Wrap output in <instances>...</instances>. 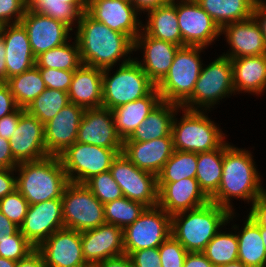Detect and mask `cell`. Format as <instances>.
<instances>
[{"label": "cell", "instance_id": "cell-14", "mask_svg": "<svg viewBox=\"0 0 266 267\" xmlns=\"http://www.w3.org/2000/svg\"><path fill=\"white\" fill-rule=\"evenodd\" d=\"M64 228L62 199H51L29 205L19 230L38 248L55 231Z\"/></svg>", "mask_w": 266, "mask_h": 267}, {"label": "cell", "instance_id": "cell-20", "mask_svg": "<svg viewBox=\"0 0 266 267\" xmlns=\"http://www.w3.org/2000/svg\"><path fill=\"white\" fill-rule=\"evenodd\" d=\"M9 142L13 158L18 163L39 160L49 155L45 147L44 125L26 110L20 115Z\"/></svg>", "mask_w": 266, "mask_h": 267}, {"label": "cell", "instance_id": "cell-47", "mask_svg": "<svg viewBox=\"0 0 266 267\" xmlns=\"http://www.w3.org/2000/svg\"><path fill=\"white\" fill-rule=\"evenodd\" d=\"M27 9V0H0V21L5 25L20 23Z\"/></svg>", "mask_w": 266, "mask_h": 267}, {"label": "cell", "instance_id": "cell-51", "mask_svg": "<svg viewBox=\"0 0 266 267\" xmlns=\"http://www.w3.org/2000/svg\"><path fill=\"white\" fill-rule=\"evenodd\" d=\"M248 216L259 226L266 227V190L253 201Z\"/></svg>", "mask_w": 266, "mask_h": 267}, {"label": "cell", "instance_id": "cell-15", "mask_svg": "<svg viewBox=\"0 0 266 267\" xmlns=\"http://www.w3.org/2000/svg\"><path fill=\"white\" fill-rule=\"evenodd\" d=\"M37 249L46 267H90L83 257L81 232L74 229L55 231Z\"/></svg>", "mask_w": 266, "mask_h": 267}, {"label": "cell", "instance_id": "cell-54", "mask_svg": "<svg viewBox=\"0 0 266 267\" xmlns=\"http://www.w3.org/2000/svg\"><path fill=\"white\" fill-rule=\"evenodd\" d=\"M183 267H215L203 252H188Z\"/></svg>", "mask_w": 266, "mask_h": 267}, {"label": "cell", "instance_id": "cell-36", "mask_svg": "<svg viewBox=\"0 0 266 267\" xmlns=\"http://www.w3.org/2000/svg\"><path fill=\"white\" fill-rule=\"evenodd\" d=\"M19 108L26 109L45 89L39 68L31 69L10 77L6 82Z\"/></svg>", "mask_w": 266, "mask_h": 267}, {"label": "cell", "instance_id": "cell-39", "mask_svg": "<svg viewBox=\"0 0 266 267\" xmlns=\"http://www.w3.org/2000/svg\"><path fill=\"white\" fill-rule=\"evenodd\" d=\"M69 103L68 92L46 88L25 110L44 125Z\"/></svg>", "mask_w": 266, "mask_h": 267}, {"label": "cell", "instance_id": "cell-34", "mask_svg": "<svg viewBox=\"0 0 266 267\" xmlns=\"http://www.w3.org/2000/svg\"><path fill=\"white\" fill-rule=\"evenodd\" d=\"M244 228L237 234L238 261L247 267H266V250L260 234V226L249 216Z\"/></svg>", "mask_w": 266, "mask_h": 267}, {"label": "cell", "instance_id": "cell-63", "mask_svg": "<svg viewBox=\"0 0 266 267\" xmlns=\"http://www.w3.org/2000/svg\"><path fill=\"white\" fill-rule=\"evenodd\" d=\"M260 234H261V238L263 239V244L266 250V227L260 226Z\"/></svg>", "mask_w": 266, "mask_h": 267}, {"label": "cell", "instance_id": "cell-42", "mask_svg": "<svg viewBox=\"0 0 266 267\" xmlns=\"http://www.w3.org/2000/svg\"><path fill=\"white\" fill-rule=\"evenodd\" d=\"M84 184L102 204L123 197L121 188L112 177L110 171L97 174Z\"/></svg>", "mask_w": 266, "mask_h": 267}, {"label": "cell", "instance_id": "cell-12", "mask_svg": "<svg viewBox=\"0 0 266 267\" xmlns=\"http://www.w3.org/2000/svg\"><path fill=\"white\" fill-rule=\"evenodd\" d=\"M109 171L124 197L147 207L158 206L156 175L139 169L122 152L113 160Z\"/></svg>", "mask_w": 266, "mask_h": 267}, {"label": "cell", "instance_id": "cell-1", "mask_svg": "<svg viewBox=\"0 0 266 267\" xmlns=\"http://www.w3.org/2000/svg\"><path fill=\"white\" fill-rule=\"evenodd\" d=\"M76 40L83 65L106 69L134 51V41L126 34L96 21L87 12L81 14ZM126 56V57H124Z\"/></svg>", "mask_w": 266, "mask_h": 267}, {"label": "cell", "instance_id": "cell-49", "mask_svg": "<svg viewBox=\"0 0 266 267\" xmlns=\"http://www.w3.org/2000/svg\"><path fill=\"white\" fill-rule=\"evenodd\" d=\"M24 111V108L18 107L13 113L0 119V137L9 140L13 136L19 123V117Z\"/></svg>", "mask_w": 266, "mask_h": 267}, {"label": "cell", "instance_id": "cell-28", "mask_svg": "<svg viewBox=\"0 0 266 267\" xmlns=\"http://www.w3.org/2000/svg\"><path fill=\"white\" fill-rule=\"evenodd\" d=\"M162 101L155 87L147 96L112 109L118 136L124 141Z\"/></svg>", "mask_w": 266, "mask_h": 267}, {"label": "cell", "instance_id": "cell-30", "mask_svg": "<svg viewBox=\"0 0 266 267\" xmlns=\"http://www.w3.org/2000/svg\"><path fill=\"white\" fill-rule=\"evenodd\" d=\"M178 109L180 110L182 108L176 103L161 101L136 128L133 134L124 141L145 142L161 137L172 136V121Z\"/></svg>", "mask_w": 266, "mask_h": 267}, {"label": "cell", "instance_id": "cell-55", "mask_svg": "<svg viewBox=\"0 0 266 267\" xmlns=\"http://www.w3.org/2000/svg\"><path fill=\"white\" fill-rule=\"evenodd\" d=\"M16 267H46L41 252L35 248L25 258L17 262Z\"/></svg>", "mask_w": 266, "mask_h": 267}, {"label": "cell", "instance_id": "cell-33", "mask_svg": "<svg viewBox=\"0 0 266 267\" xmlns=\"http://www.w3.org/2000/svg\"><path fill=\"white\" fill-rule=\"evenodd\" d=\"M90 0H27L28 10L67 25L71 30L81 14L87 12ZM74 22V23H73Z\"/></svg>", "mask_w": 266, "mask_h": 267}, {"label": "cell", "instance_id": "cell-10", "mask_svg": "<svg viewBox=\"0 0 266 267\" xmlns=\"http://www.w3.org/2000/svg\"><path fill=\"white\" fill-rule=\"evenodd\" d=\"M61 199L64 228L83 232L106 223L104 204L85 184L69 182Z\"/></svg>", "mask_w": 266, "mask_h": 267}, {"label": "cell", "instance_id": "cell-41", "mask_svg": "<svg viewBox=\"0 0 266 267\" xmlns=\"http://www.w3.org/2000/svg\"><path fill=\"white\" fill-rule=\"evenodd\" d=\"M147 208L143 203L130 200L126 197L104 204L106 223L116 225L122 229L132 224Z\"/></svg>", "mask_w": 266, "mask_h": 267}, {"label": "cell", "instance_id": "cell-32", "mask_svg": "<svg viewBox=\"0 0 266 267\" xmlns=\"http://www.w3.org/2000/svg\"><path fill=\"white\" fill-rule=\"evenodd\" d=\"M221 29L253 17L256 0H196Z\"/></svg>", "mask_w": 266, "mask_h": 267}, {"label": "cell", "instance_id": "cell-9", "mask_svg": "<svg viewBox=\"0 0 266 267\" xmlns=\"http://www.w3.org/2000/svg\"><path fill=\"white\" fill-rule=\"evenodd\" d=\"M122 150L75 142L58 157L69 182L84 184L91 177L109 171Z\"/></svg>", "mask_w": 266, "mask_h": 267}, {"label": "cell", "instance_id": "cell-40", "mask_svg": "<svg viewBox=\"0 0 266 267\" xmlns=\"http://www.w3.org/2000/svg\"><path fill=\"white\" fill-rule=\"evenodd\" d=\"M203 253L215 267L237 261V234L226 233V231L222 232L220 230L207 244Z\"/></svg>", "mask_w": 266, "mask_h": 267}, {"label": "cell", "instance_id": "cell-56", "mask_svg": "<svg viewBox=\"0 0 266 267\" xmlns=\"http://www.w3.org/2000/svg\"><path fill=\"white\" fill-rule=\"evenodd\" d=\"M93 267H134L129 255L122 254L119 256L108 258L95 264Z\"/></svg>", "mask_w": 266, "mask_h": 267}, {"label": "cell", "instance_id": "cell-19", "mask_svg": "<svg viewBox=\"0 0 266 267\" xmlns=\"http://www.w3.org/2000/svg\"><path fill=\"white\" fill-rule=\"evenodd\" d=\"M20 23L26 29L32 52L35 56L67 42L69 32L67 25L51 17L31 12L28 9Z\"/></svg>", "mask_w": 266, "mask_h": 267}, {"label": "cell", "instance_id": "cell-50", "mask_svg": "<svg viewBox=\"0 0 266 267\" xmlns=\"http://www.w3.org/2000/svg\"><path fill=\"white\" fill-rule=\"evenodd\" d=\"M18 108L6 82H0V119Z\"/></svg>", "mask_w": 266, "mask_h": 267}, {"label": "cell", "instance_id": "cell-62", "mask_svg": "<svg viewBox=\"0 0 266 267\" xmlns=\"http://www.w3.org/2000/svg\"><path fill=\"white\" fill-rule=\"evenodd\" d=\"M219 267H247V266H245L241 261L237 260L235 262L224 264Z\"/></svg>", "mask_w": 266, "mask_h": 267}, {"label": "cell", "instance_id": "cell-59", "mask_svg": "<svg viewBox=\"0 0 266 267\" xmlns=\"http://www.w3.org/2000/svg\"><path fill=\"white\" fill-rule=\"evenodd\" d=\"M19 230L14 222L9 220L1 211H0V240L7 238V235H13Z\"/></svg>", "mask_w": 266, "mask_h": 267}, {"label": "cell", "instance_id": "cell-21", "mask_svg": "<svg viewBox=\"0 0 266 267\" xmlns=\"http://www.w3.org/2000/svg\"><path fill=\"white\" fill-rule=\"evenodd\" d=\"M210 202L196 178L181 179L173 183H158V206L170 216L193 210Z\"/></svg>", "mask_w": 266, "mask_h": 267}, {"label": "cell", "instance_id": "cell-13", "mask_svg": "<svg viewBox=\"0 0 266 267\" xmlns=\"http://www.w3.org/2000/svg\"><path fill=\"white\" fill-rule=\"evenodd\" d=\"M177 18L182 35V46H209L221 29L196 0H180L177 3Z\"/></svg>", "mask_w": 266, "mask_h": 267}, {"label": "cell", "instance_id": "cell-53", "mask_svg": "<svg viewBox=\"0 0 266 267\" xmlns=\"http://www.w3.org/2000/svg\"><path fill=\"white\" fill-rule=\"evenodd\" d=\"M18 164L11 153L9 140L0 137V168L15 169Z\"/></svg>", "mask_w": 266, "mask_h": 267}, {"label": "cell", "instance_id": "cell-7", "mask_svg": "<svg viewBox=\"0 0 266 267\" xmlns=\"http://www.w3.org/2000/svg\"><path fill=\"white\" fill-rule=\"evenodd\" d=\"M203 49L182 46L177 50L168 73L156 85L162 101L181 106L192 95L203 67L199 56Z\"/></svg>", "mask_w": 266, "mask_h": 267}, {"label": "cell", "instance_id": "cell-29", "mask_svg": "<svg viewBox=\"0 0 266 267\" xmlns=\"http://www.w3.org/2000/svg\"><path fill=\"white\" fill-rule=\"evenodd\" d=\"M235 93L261 94L266 88V54L231 59Z\"/></svg>", "mask_w": 266, "mask_h": 267}, {"label": "cell", "instance_id": "cell-8", "mask_svg": "<svg viewBox=\"0 0 266 267\" xmlns=\"http://www.w3.org/2000/svg\"><path fill=\"white\" fill-rule=\"evenodd\" d=\"M232 93L235 94L231 59L221 55L201 69L192 95L181 105V108L201 110L199 108L204 107L206 111L217 104L218 100Z\"/></svg>", "mask_w": 266, "mask_h": 267}, {"label": "cell", "instance_id": "cell-45", "mask_svg": "<svg viewBox=\"0 0 266 267\" xmlns=\"http://www.w3.org/2000/svg\"><path fill=\"white\" fill-rule=\"evenodd\" d=\"M158 248L162 267H183L188 251L172 235Z\"/></svg>", "mask_w": 266, "mask_h": 267}, {"label": "cell", "instance_id": "cell-4", "mask_svg": "<svg viewBox=\"0 0 266 267\" xmlns=\"http://www.w3.org/2000/svg\"><path fill=\"white\" fill-rule=\"evenodd\" d=\"M15 169L19 171V176L16 177V189L29 205L62 198L63 191L69 183L62 163L55 155L21 162Z\"/></svg>", "mask_w": 266, "mask_h": 267}, {"label": "cell", "instance_id": "cell-31", "mask_svg": "<svg viewBox=\"0 0 266 267\" xmlns=\"http://www.w3.org/2000/svg\"><path fill=\"white\" fill-rule=\"evenodd\" d=\"M148 22L142 31L153 38L168 41L182 47V35L177 18V4L171 0L164 6L148 11Z\"/></svg>", "mask_w": 266, "mask_h": 267}, {"label": "cell", "instance_id": "cell-11", "mask_svg": "<svg viewBox=\"0 0 266 267\" xmlns=\"http://www.w3.org/2000/svg\"><path fill=\"white\" fill-rule=\"evenodd\" d=\"M171 236V216L159 206L147 207L130 225L123 229L124 251L158 248Z\"/></svg>", "mask_w": 266, "mask_h": 267}, {"label": "cell", "instance_id": "cell-48", "mask_svg": "<svg viewBox=\"0 0 266 267\" xmlns=\"http://www.w3.org/2000/svg\"><path fill=\"white\" fill-rule=\"evenodd\" d=\"M134 267H162L159 248L134 251L129 255Z\"/></svg>", "mask_w": 266, "mask_h": 267}, {"label": "cell", "instance_id": "cell-35", "mask_svg": "<svg viewBox=\"0 0 266 267\" xmlns=\"http://www.w3.org/2000/svg\"><path fill=\"white\" fill-rule=\"evenodd\" d=\"M224 143L217 149L197 153L196 180L210 198L217 190L222 178Z\"/></svg>", "mask_w": 266, "mask_h": 267}, {"label": "cell", "instance_id": "cell-26", "mask_svg": "<svg viewBox=\"0 0 266 267\" xmlns=\"http://www.w3.org/2000/svg\"><path fill=\"white\" fill-rule=\"evenodd\" d=\"M2 36L6 51L7 80L35 66L36 58L27 31L21 23L5 25Z\"/></svg>", "mask_w": 266, "mask_h": 267}, {"label": "cell", "instance_id": "cell-5", "mask_svg": "<svg viewBox=\"0 0 266 267\" xmlns=\"http://www.w3.org/2000/svg\"><path fill=\"white\" fill-rule=\"evenodd\" d=\"M112 67L102 72V107L110 110L147 96L156 85L148 78L135 59H124L109 77Z\"/></svg>", "mask_w": 266, "mask_h": 267}, {"label": "cell", "instance_id": "cell-25", "mask_svg": "<svg viewBox=\"0 0 266 267\" xmlns=\"http://www.w3.org/2000/svg\"><path fill=\"white\" fill-rule=\"evenodd\" d=\"M225 34L230 53L224 56L236 59L248 56L266 54V44L260 28L254 17L240 22H234L221 28V34Z\"/></svg>", "mask_w": 266, "mask_h": 267}, {"label": "cell", "instance_id": "cell-27", "mask_svg": "<svg viewBox=\"0 0 266 267\" xmlns=\"http://www.w3.org/2000/svg\"><path fill=\"white\" fill-rule=\"evenodd\" d=\"M103 69L81 65L74 71L68 91L70 103L84 109L102 107Z\"/></svg>", "mask_w": 266, "mask_h": 267}, {"label": "cell", "instance_id": "cell-61", "mask_svg": "<svg viewBox=\"0 0 266 267\" xmlns=\"http://www.w3.org/2000/svg\"><path fill=\"white\" fill-rule=\"evenodd\" d=\"M17 262L0 256V267H16Z\"/></svg>", "mask_w": 266, "mask_h": 267}, {"label": "cell", "instance_id": "cell-58", "mask_svg": "<svg viewBox=\"0 0 266 267\" xmlns=\"http://www.w3.org/2000/svg\"><path fill=\"white\" fill-rule=\"evenodd\" d=\"M171 0H133L131 3L135 6L138 12H148L160 6L168 4Z\"/></svg>", "mask_w": 266, "mask_h": 267}, {"label": "cell", "instance_id": "cell-57", "mask_svg": "<svg viewBox=\"0 0 266 267\" xmlns=\"http://www.w3.org/2000/svg\"><path fill=\"white\" fill-rule=\"evenodd\" d=\"M253 17L260 25L264 41L266 44V3L263 0H256Z\"/></svg>", "mask_w": 266, "mask_h": 267}, {"label": "cell", "instance_id": "cell-46", "mask_svg": "<svg viewBox=\"0 0 266 267\" xmlns=\"http://www.w3.org/2000/svg\"><path fill=\"white\" fill-rule=\"evenodd\" d=\"M46 88L68 92L74 71L55 68H39Z\"/></svg>", "mask_w": 266, "mask_h": 267}, {"label": "cell", "instance_id": "cell-64", "mask_svg": "<svg viewBox=\"0 0 266 267\" xmlns=\"http://www.w3.org/2000/svg\"><path fill=\"white\" fill-rule=\"evenodd\" d=\"M4 26H5V24H3V23L0 21V35H2Z\"/></svg>", "mask_w": 266, "mask_h": 267}, {"label": "cell", "instance_id": "cell-23", "mask_svg": "<svg viewBox=\"0 0 266 267\" xmlns=\"http://www.w3.org/2000/svg\"><path fill=\"white\" fill-rule=\"evenodd\" d=\"M144 49L143 61H137L148 78L157 85L168 73L179 45L159 40L140 32L134 40V50Z\"/></svg>", "mask_w": 266, "mask_h": 267}, {"label": "cell", "instance_id": "cell-38", "mask_svg": "<svg viewBox=\"0 0 266 267\" xmlns=\"http://www.w3.org/2000/svg\"><path fill=\"white\" fill-rule=\"evenodd\" d=\"M197 153L174 150L162 171L157 176L158 183H173L181 179L195 178Z\"/></svg>", "mask_w": 266, "mask_h": 267}, {"label": "cell", "instance_id": "cell-22", "mask_svg": "<svg viewBox=\"0 0 266 267\" xmlns=\"http://www.w3.org/2000/svg\"><path fill=\"white\" fill-rule=\"evenodd\" d=\"M85 109L69 103L44 124V140L49 155L59 156L76 142L78 129Z\"/></svg>", "mask_w": 266, "mask_h": 267}, {"label": "cell", "instance_id": "cell-52", "mask_svg": "<svg viewBox=\"0 0 266 267\" xmlns=\"http://www.w3.org/2000/svg\"><path fill=\"white\" fill-rule=\"evenodd\" d=\"M13 171L17 170L0 168V199L16 189V176L14 177Z\"/></svg>", "mask_w": 266, "mask_h": 267}, {"label": "cell", "instance_id": "cell-60", "mask_svg": "<svg viewBox=\"0 0 266 267\" xmlns=\"http://www.w3.org/2000/svg\"><path fill=\"white\" fill-rule=\"evenodd\" d=\"M5 55H6L5 43L3 36L0 35V82H7Z\"/></svg>", "mask_w": 266, "mask_h": 267}, {"label": "cell", "instance_id": "cell-17", "mask_svg": "<svg viewBox=\"0 0 266 267\" xmlns=\"http://www.w3.org/2000/svg\"><path fill=\"white\" fill-rule=\"evenodd\" d=\"M76 142L123 149V140L116 132L112 110L104 107L85 109Z\"/></svg>", "mask_w": 266, "mask_h": 267}, {"label": "cell", "instance_id": "cell-3", "mask_svg": "<svg viewBox=\"0 0 266 267\" xmlns=\"http://www.w3.org/2000/svg\"><path fill=\"white\" fill-rule=\"evenodd\" d=\"M234 212L209 202L199 208L171 216V235L188 251L203 252Z\"/></svg>", "mask_w": 266, "mask_h": 267}, {"label": "cell", "instance_id": "cell-6", "mask_svg": "<svg viewBox=\"0 0 266 267\" xmlns=\"http://www.w3.org/2000/svg\"><path fill=\"white\" fill-rule=\"evenodd\" d=\"M183 117L172 121L171 135L174 150L193 153L208 152L219 148L225 141L224 133L203 111L183 108Z\"/></svg>", "mask_w": 266, "mask_h": 267}, {"label": "cell", "instance_id": "cell-16", "mask_svg": "<svg viewBox=\"0 0 266 267\" xmlns=\"http://www.w3.org/2000/svg\"><path fill=\"white\" fill-rule=\"evenodd\" d=\"M87 13L112 30L126 34L133 41L142 30L143 24L137 17L140 13L126 0H90Z\"/></svg>", "mask_w": 266, "mask_h": 267}, {"label": "cell", "instance_id": "cell-44", "mask_svg": "<svg viewBox=\"0 0 266 267\" xmlns=\"http://www.w3.org/2000/svg\"><path fill=\"white\" fill-rule=\"evenodd\" d=\"M28 207L29 203L17 189L0 199V211L19 227L24 221Z\"/></svg>", "mask_w": 266, "mask_h": 267}, {"label": "cell", "instance_id": "cell-18", "mask_svg": "<svg viewBox=\"0 0 266 267\" xmlns=\"http://www.w3.org/2000/svg\"><path fill=\"white\" fill-rule=\"evenodd\" d=\"M81 245L86 263L93 267L101 261L125 253L123 229L104 223L95 229L81 232Z\"/></svg>", "mask_w": 266, "mask_h": 267}, {"label": "cell", "instance_id": "cell-37", "mask_svg": "<svg viewBox=\"0 0 266 267\" xmlns=\"http://www.w3.org/2000/svg\"><path fill=\"white\" fill-rule=\"evenodd\" d=\"M67 41L61 46L47 50L36 57L35 65L38 68H55L75 71L82 65L77 40L73 45Z\"/></svg>", "mask_w": 266, "mask_h": 267}, {"label": "cell", "instance_id": "cell-2", "mask_svg": "<svg viewBox=\"0 0 266 267\" xmlns=\"http://www.w3.org/2000/svg\"><path fill=\"white\" fill-rule=\"evenodd\" d=\"M252 154L224 142L222 178L210 201L233 212L232 198L253 201L266 189L261 186Z\"/></svg>", "mask_w": 266, "mask_h": 267}, {"label": "cell", "instance_id": "cell-43", "mask_svg": "<svg viewBox=\"0 0 266 267\" xmlns=\"http://www.w3.org/2000/svg\"><path fill=\"white\" fill-rule=\"evenodd\" d=\"M35 247L18 230L13 235L0 240V256L18 262L25 258Z\"/></svg>", "mask_w": 266, "mask_h": 267}, {"label": "cell", "instance_id": "cell-24", "mask_svg": "<svg viewBox=\"0 0 266 267\" xmlns=\"http://www.w3.org/2000/svg\"><path fill=\"white\" fill-rule=\"evenodd\" d=\"M174 152L172 136L151 141H123L122 153L139 169L156 176Z\"/></svg>", "mask_w": 266, "mask_h": 267}]
</instances>
